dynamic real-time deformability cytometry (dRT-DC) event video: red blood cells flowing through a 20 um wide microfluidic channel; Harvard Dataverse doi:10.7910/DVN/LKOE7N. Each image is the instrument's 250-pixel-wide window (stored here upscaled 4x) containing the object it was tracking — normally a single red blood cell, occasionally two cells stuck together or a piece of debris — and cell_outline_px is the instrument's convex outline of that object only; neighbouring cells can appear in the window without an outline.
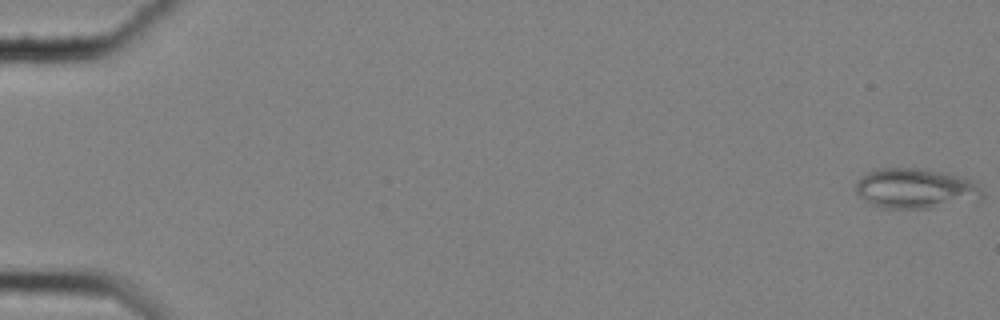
{"species": "common noctule bat (a hibernating species)", "species_latin": "Nyctalus noctula", "temperature_condition": "cold", "stored_images_in_passage": 59, "camera_frame_rate_fps": 3000, "um_per_image_px": 0.085, "animal": {"sex": "female", "body_mass_g": 25.1}, "frame": {"image": 1, "passage_image": 1, "time_ms": 0.0, "image_size_px": [1000, 320], "cell_outline_px": [[984, 196], [976, 200], [932, 208], [884, 208], [872, 204], [864, 200], [856, 192], [856, 180], [868, 172], [876, 168], [916, 168], [940, 172], [972, 180], [984, 192]], "centroid_in_image_um": [77.79, 16.03], "position_along_channel_um": 7.2, "area_um2": 29.36}}
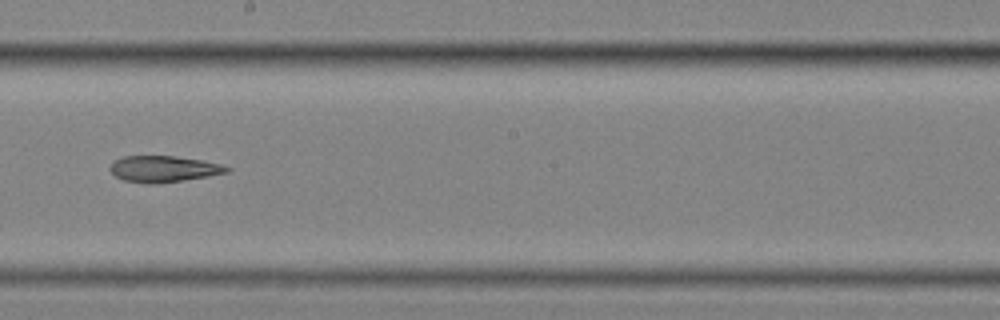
{"frame": {"image": 2, "passage_image": 35, "time_ms": 11.333, "image_size_px": [1000, 320], "cell_outline_px": [[232, 168], [228, 172], [208, 176], [184, 180], [152, 184], [148, 184], [124, 180], [116, 176], [108, 168], [116, 160], [124, 156], [172, 156], [200, 160], [220, 164]], "centroid_in_image_um": [13.9, 14.36], "position_along_channel_um": 234.3, "area_um2": 17.63}}
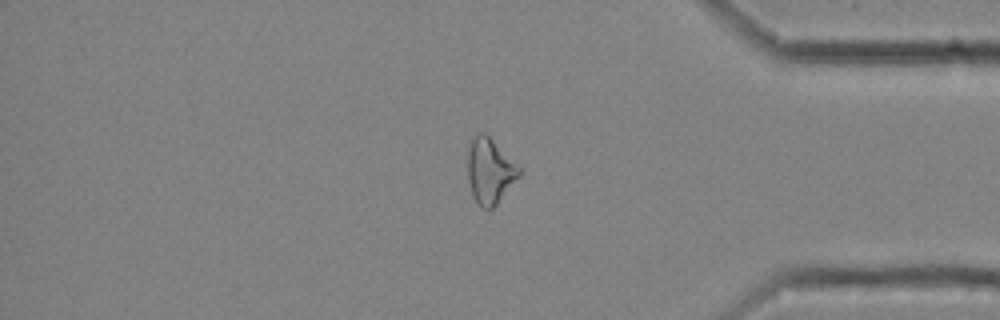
{"frame": {"image": 3, "passage_image": 50, "time_ms": 16.333, "image_size_px": [1000, 320], "cell_outline_px": [[520, 176], [496, 204], [492, 208], [480, 208], [476, 204], [472, 196], [468, 180], [468, 140], [480, 132], [484, 132], [520, 168]], "centroid_in_image_um": [41.59, 14.54], "position_along_channel_um": 393.6, "area_um2": 19.48}}